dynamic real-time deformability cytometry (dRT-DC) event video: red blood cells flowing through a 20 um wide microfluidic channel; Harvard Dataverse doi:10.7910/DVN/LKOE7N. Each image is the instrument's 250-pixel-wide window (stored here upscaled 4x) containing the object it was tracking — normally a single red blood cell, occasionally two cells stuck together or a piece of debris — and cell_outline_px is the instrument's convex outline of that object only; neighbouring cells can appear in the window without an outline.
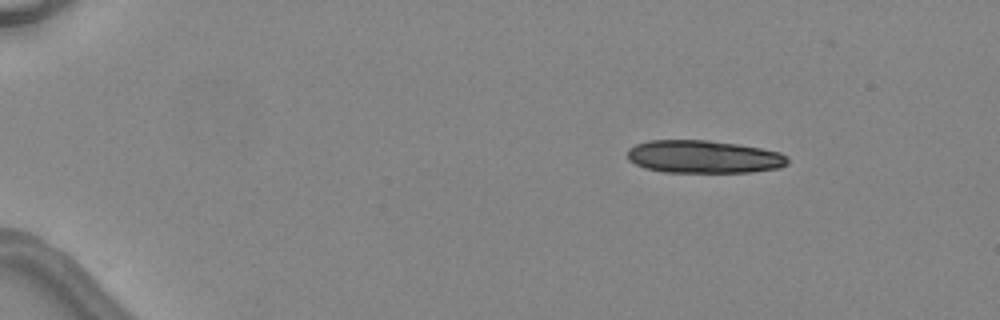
{"species": "common noctule bat (a hibernating species)", "species_latin": "Nyctalus noctula", "temperature_condition": "warm", "stored_images_in_passage": 4, "camera_frame_rate_fps": 3000, "um_per_image_px": 0.085, "animal": {"sex": "female", "body_mass_g": 24.6, "forearm_length_mm": 56.2}, "frame": {"image": 1, "passage_image": 1, "time_ms": 0.0, "image_size_px": [1000, 320], "cell_outline_px": [[788, 164], [780, 168], [752, 172], [664, 172], [644, 168], [628, 160], [628, 148], [636, 144], [648, 140], [708, 140], [736, 144], [760, 148], [780, 152], [788, 156]], "centroid_in_image_um": [59.82, 13.33], "position_along_channel_um": 25.2, "area_um2": 30.81}}